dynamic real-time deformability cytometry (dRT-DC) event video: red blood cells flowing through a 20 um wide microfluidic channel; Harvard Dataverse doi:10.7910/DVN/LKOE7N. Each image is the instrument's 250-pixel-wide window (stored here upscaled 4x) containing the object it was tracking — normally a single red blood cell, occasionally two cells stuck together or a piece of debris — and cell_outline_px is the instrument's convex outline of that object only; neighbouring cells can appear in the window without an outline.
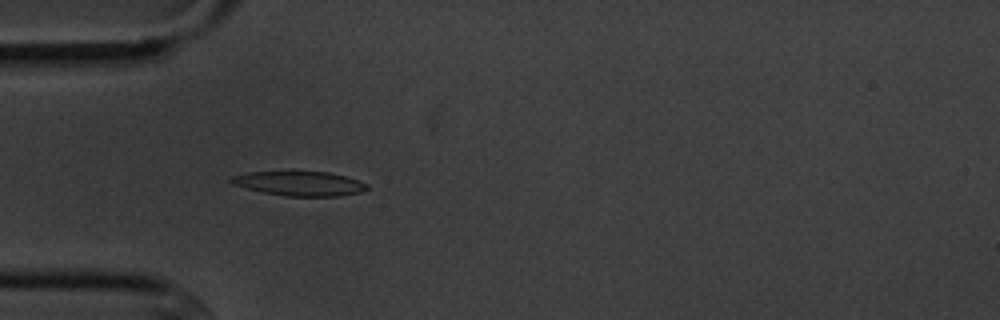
{"species": "common noctule bat (a hibernating species)", "species_latin": "Nyctalus noctula", "temperature_condition": "cold", "stored_images_in_passage": 9, "camera_frame_rate_fps": 3000, "um_per_image_px": 0.085, "animal": {"sex": "male", "body_mass_g": 20.1, "forearm_length_mm": 53.5}, "frame": {"image": 1, "passage_image": 3, "time_ms": 2.333, "image_size_px": [1000, 320], "cell_outline_px": [[368, 188], [360, 192], [340, 196], [284, 196], [264, 192], [232, 184], [228, 180], [232, 176], [248, 172], [292, 168], [328, 172], [344, 176], [368, 184]], "centroid_in_image_um": [25.4, 15.54], "position_along_channel_um": 59.6, "area_um2": 20.23}}
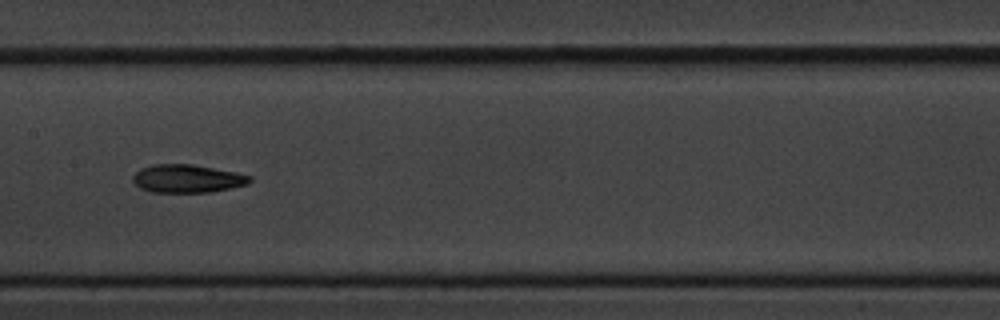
{"frame": {"image": 2, "passage_image": 6, "time_ms": 6.0, "image_size_px": [1000, 320], "cell_outline_px": [[252, 180], [248, 184], [208, 192], [152, 192], [140, 188], [132, 180], [132, 176], [140, 168], [152, 164], [192, 164], [236, 172], [252, 176]], "centroid_in_image_um": [15.9, 15.17], "position_along_channel_um": 191.5, "area_um2": 19.13}}
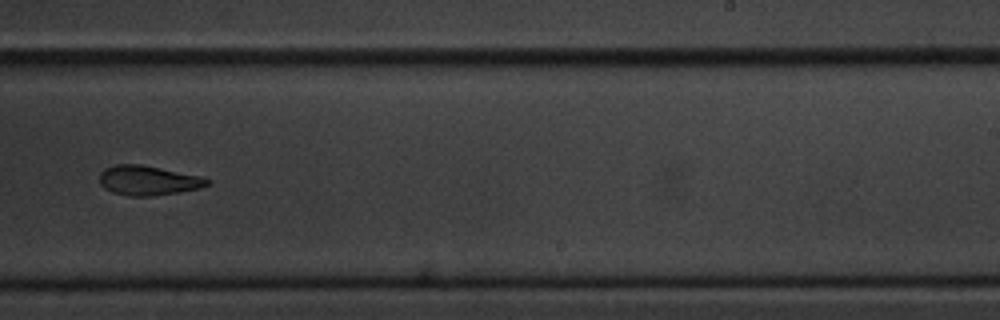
{"frame": {"image": 3, "passage_image": 8, "time_ms": 8.333, "image_size_px": [1000, 320], "cell_outline_px": [[212, 180], [208, 184], [200, 188], [152, 196], [128, 196], [112, 192], [104, 188], [100, 184], [100, 172], [104, 168], [116, 164], [140, 164], [200, 176]], "centroid_in_image_um": [12.56, 15.33], "position_along_channel_um": 276.4, "area_um2": 18.5}}